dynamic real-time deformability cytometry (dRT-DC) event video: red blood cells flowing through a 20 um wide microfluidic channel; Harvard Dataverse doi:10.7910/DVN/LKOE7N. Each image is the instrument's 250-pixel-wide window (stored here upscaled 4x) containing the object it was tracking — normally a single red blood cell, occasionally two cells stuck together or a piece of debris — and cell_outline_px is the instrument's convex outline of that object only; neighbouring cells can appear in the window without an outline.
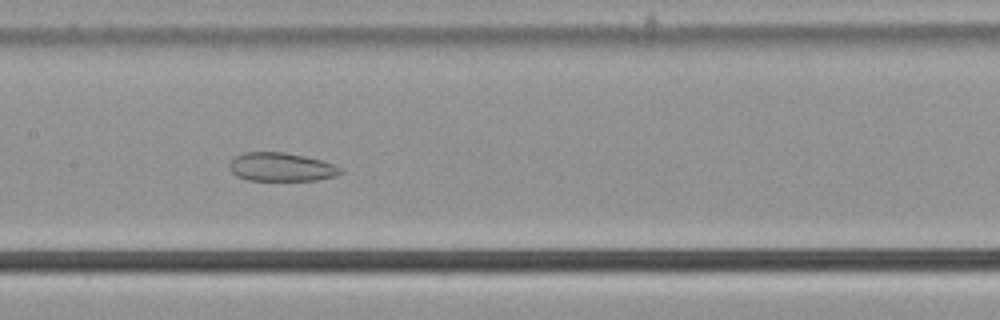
{"species": "common noctule bat (a hibernating species)", "species_latin": "Nyctalus noctula", "temperature_condition": "cold", "stored_images_in_passage": 56, "camera_frame_rate_fps": 3000, "um_per_image_px": 0.085, "animal": {"sex": "male", "body_mass_g": 21.5, "forearm_length_mm": 52.0}, "frame": {"image": 1, "passage_image": 28, "time_ms": 9.0, "image_size_px": [1000, 320], "cell_outline_px": [[344, 172], [340, 176], [316, 180], [248, 180], [236, 176], [228, 168], [228, 164], [236, 156], [244, 152], [284, 152], [304, 156], [336, 164]], "centroid_in_image_um": [23.93, 14.2], "position_along_channel_um": 183.5, "area_um2": 18.67}}
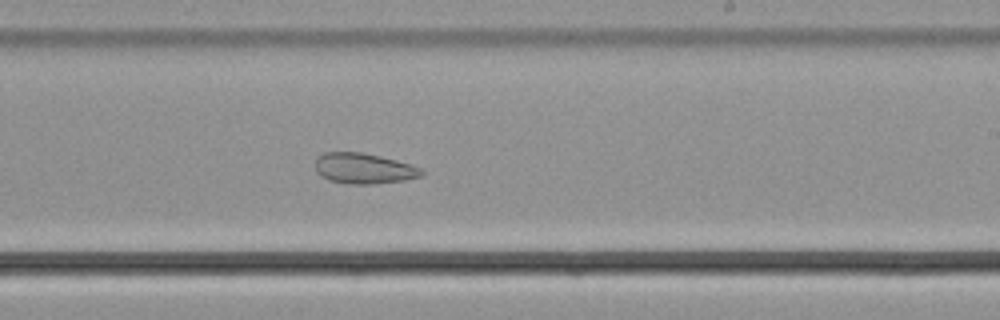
{"frame": {"image": 2, "passage_image": 34, "time_ms": 11.0, "image_size_px": [1000, 320], "cell_outline_px": [[424, 172], [420, 176], [404, 180], [372, 184], [348, 184], [332, 180], [320, 176], [316, 172], [316, 156], [324, 152], [360, 152], [380, 156], [396, 160], [424, 168]], "centroid_in_image_um": [30.92, 14.31], "position_along_channel_um": 258.1, "area_um2": 18.96}}
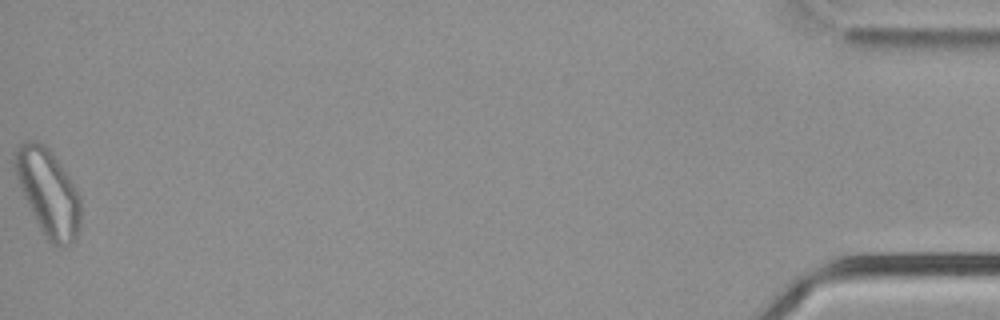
{"frame": {"image": 3, "passage_image": 56, "time_ms": 18.333, "image_size_px": [1000, 320], "cell_outline_px": [[80, 224], [76, 240], [72, 244], [52, 244], [48, 240], [40, 228], [24, 196], [16, 176], [12, 164], [12, 152], [24, 140], [40, 140], [48, 148], [68, 176], [80, 200]], "centroid_in_image_um": [4.05, 16.3], "position_along_channel_um": 431.1, "area_um2": 32.77}, "authors_computed_cell_mechanics": {"area_um2": 27.8307, "velocity_mm_per_s": 3.7382, "shape_relaxation_time_tau1_ms": null, "shape_relaxation_time_tau2_ms": 2.5446, "deformation_change_tau1": null, "deformation_change_tau2": 0.0803}}